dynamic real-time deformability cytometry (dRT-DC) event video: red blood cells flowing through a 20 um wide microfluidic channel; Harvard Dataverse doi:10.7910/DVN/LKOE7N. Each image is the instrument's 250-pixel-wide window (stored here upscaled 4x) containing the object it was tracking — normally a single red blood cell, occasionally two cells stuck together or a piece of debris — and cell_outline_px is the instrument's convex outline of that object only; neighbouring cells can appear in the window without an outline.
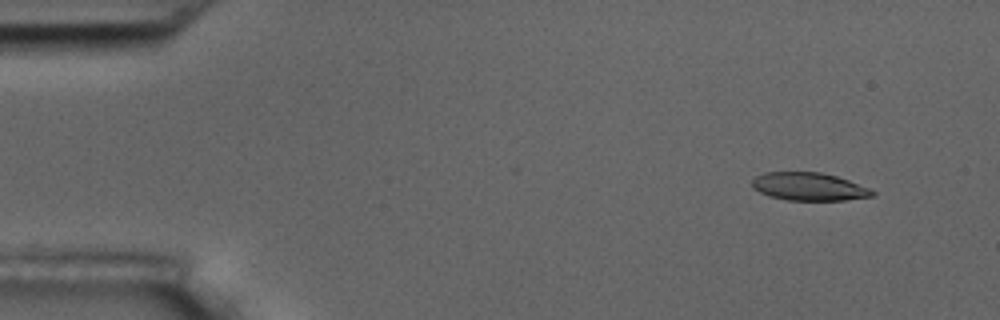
{"species": "common noctule bat (a hibernating species)", "species_latin": "Nyctalus noctula", "temperature_condition": "room temperature", "stored_images_in_passage": 5, "camera_frame_rate_fps": 3000, "um_per_image_px": 0.085, "animal": {"sex": "male", "body_mass_g": 17.5, "forearm_length_mm": 52.3}, "frame": {"image": 1, "passage_image": 1, "time_ms": 0.0, "image_size_px": [1000, 320], "cell_outline_px": [[876, 196], [844, 200], [788, 200], [768, 196], [752, 188], [752, 180], [756, 176], [764, 172], [820, 172], [836, 176], [848, 180], [868, 188], [876, 192]], "centroid_in_image_um": [68.75, 15.86], "position_along_channel_um": 16.3, "area_um2": 19.59}}
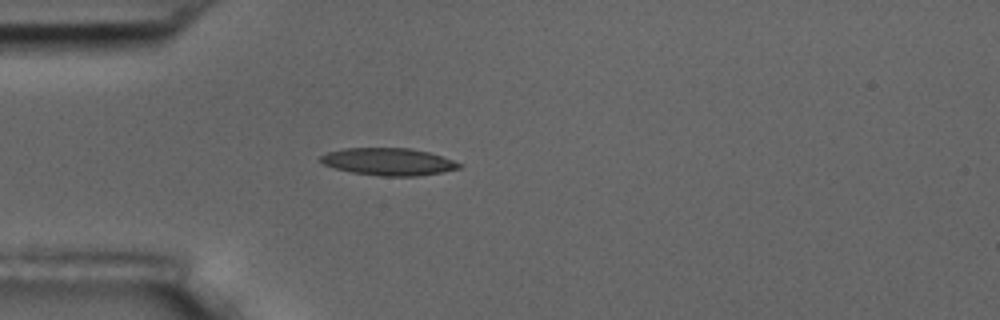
{"frame": {"image": 2, "passage_image": 4, "time_ms": 3.667, "image_size_px": [1000, 320], "cell_outline_px": [[464, 164], [460, 168], [440, 172], [416, 176], [380, 176], [352, 172], [336, 168], [324, 164], [316, 160], [320, 156], [328, 152], [344, 148], [412, 148], [428, 152]], "centroid_in_image_um": [32.99, 13.74], "position_along_channel_um": 52.0, "area_um2": 21.96}}